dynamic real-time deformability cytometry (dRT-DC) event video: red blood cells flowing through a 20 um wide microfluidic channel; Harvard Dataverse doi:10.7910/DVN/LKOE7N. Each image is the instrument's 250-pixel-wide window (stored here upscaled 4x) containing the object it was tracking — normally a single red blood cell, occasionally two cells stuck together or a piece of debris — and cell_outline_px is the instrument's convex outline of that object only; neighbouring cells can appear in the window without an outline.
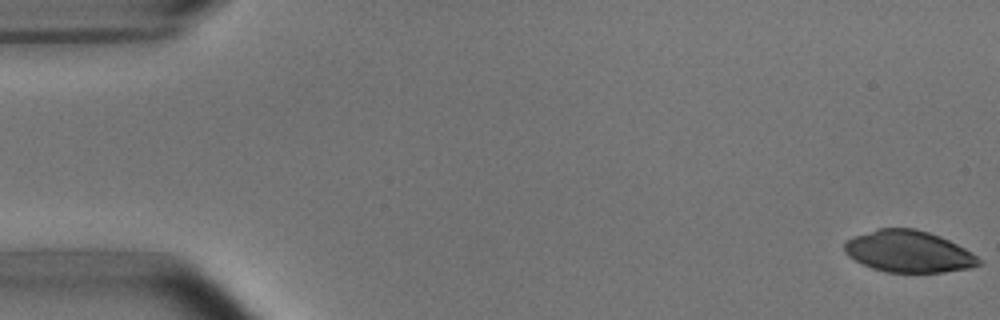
{"species": "common noctule bat (a hibernating species)", "species_latin": "Nyctalus noctula", "temperature_condition": "room temperature", "stored_images_in_passage": 4, "camera_frame_rate_fps": 3000, "um_per_image_px": 0.085, "animal": {"sex": "male", "body_mass_g": 15.6}, "frame": {"image": 1, "passage_image": 1, "time_ms": 0.0, "image_size_px": [1000, 320], "cell_outline_px": [[980, 264], [968, 268], [944, 272], [884, 272], [872, 268], [848, 256], [844, 252], [844, 240], [880, 228], [916, 228], [940, 236], [972, 252], [980, 260]], "centroid_in_image_um": [77.21, 21.38], "position_along_channel_um": 7.8, "area_um2": 32.37}}